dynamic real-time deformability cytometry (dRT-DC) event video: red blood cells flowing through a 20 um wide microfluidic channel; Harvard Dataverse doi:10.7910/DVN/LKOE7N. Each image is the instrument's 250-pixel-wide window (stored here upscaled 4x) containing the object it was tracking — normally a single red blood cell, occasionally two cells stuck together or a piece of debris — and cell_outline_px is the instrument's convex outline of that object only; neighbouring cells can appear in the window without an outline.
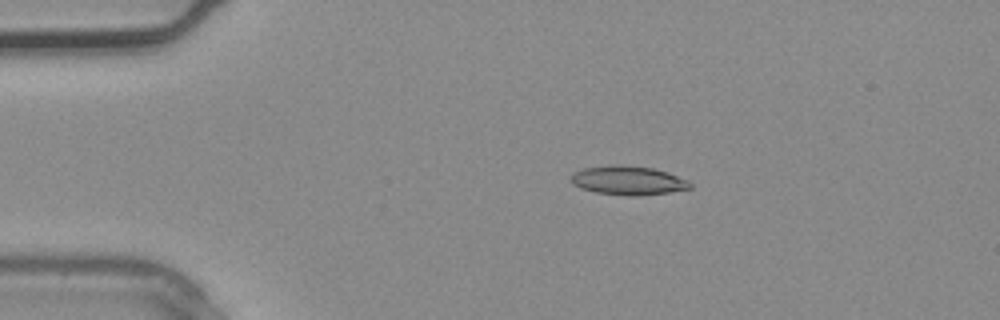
{"species": "common noctule bat (a hibernating species)", "species_latin": "Nyctalus noctula", "temperature_condition": "warm", "stored_images_in_passage": 2, "camera_frame_rate_fps": 3000, "um_per_image_px": 0.085, "animal": {"sex": "male", "body_mass_g": 20.4}, "frame": {"image": 1, "passage_image": 2, "time_ms": 0.333, "image_size_px": [1000, 320], "cell_outline_px": [[692, 188], [668, 192], [640, 196], [628, 196], [596, 192], [580, 188], [572, 184], [572, 176], [576, 172], [584, 168], [612, 164], [624, 164], [652, 168], [668, 172], [688, 180], [692, 184]], "centroid_in_image_um": [53.42, 15.33], "position_along_channel_um": 31.6, "area_um2": 20.17}}